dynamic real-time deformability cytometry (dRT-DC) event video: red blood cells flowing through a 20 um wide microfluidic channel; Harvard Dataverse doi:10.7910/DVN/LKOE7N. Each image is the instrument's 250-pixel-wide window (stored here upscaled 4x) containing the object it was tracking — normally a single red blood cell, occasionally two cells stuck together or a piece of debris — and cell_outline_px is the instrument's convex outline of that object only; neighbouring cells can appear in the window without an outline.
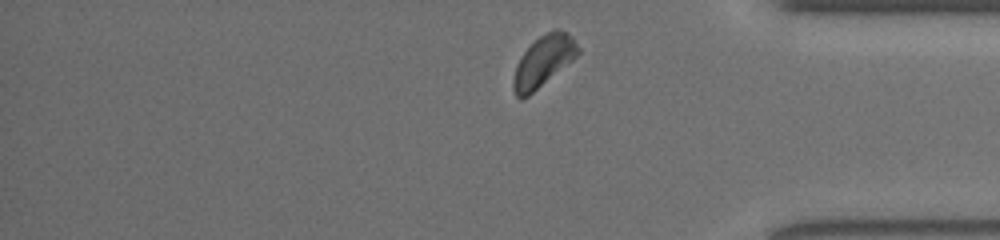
{"species": "common noctule bat (a hibernating species)", "species_latin": "Nyctalus noctula", "temperature_condition": "room temperature", "stored_images_in_passage": 35, "segment_of_instrument_passage": [2, 2], "camera_frame_rate_fps": 3000, "um_per_image_px": 0.085, "animal": {"sex": "female", "body_mass_g": 19.5, "forearm_length_mm": 54.1}, "frame": {"image": 1, "passage_image": 35, "time_ms": 11.333, "image_size_px": [1000, 240], "cell_outline_px": [[580, 52], [572, 60], [528, 96], [520, 100], [516, 96], [512, 88], [512, 80], [516, 64], [524, 52], [540, 36], [556, 28], [572, 36], [580, 48]], "centroid_in_image_um": [46.17, 5.22], "position_along_channel_um": 389.0, "area_um2": 18.84}}